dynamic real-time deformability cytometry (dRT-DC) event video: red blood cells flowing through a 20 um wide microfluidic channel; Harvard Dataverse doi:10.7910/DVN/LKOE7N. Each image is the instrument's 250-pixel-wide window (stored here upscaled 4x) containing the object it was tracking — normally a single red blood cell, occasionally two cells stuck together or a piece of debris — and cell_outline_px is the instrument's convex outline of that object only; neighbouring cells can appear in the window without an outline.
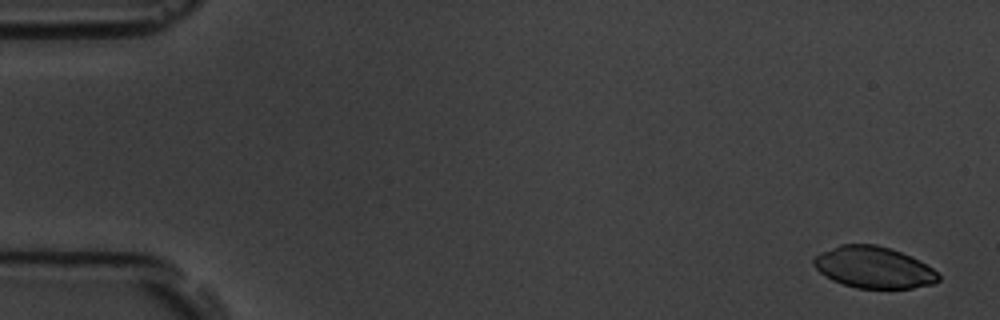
{"species": "common noctule bat (a hibernating species)", "species_latin": "Nyctalus noctula", "temperature_condition": "room temperature", "stored_images_in_passage": 10, "camera_frame_rate_fps": 3000, "um_per_image_px": 0.085, "animal": {"sex": "male", "body_mass_g": 19.5, "forearm_length_mm": 54.6}, "frame": {"image": 1, "passage_image": 1, "time_ms": 0.0, "image_size_px": [1000, 320], "cell_outline_px": [[940, 280], [932, 284], [912, 288], [856, 288], [832, 280], [824, 276], [812, 264], [812, 260], [820, 252], [840, 244], [876, 244], [900, 252], [932, 268], [940, 276]], "centroid_in_image_um": [74.21, 22.73], "position_along_channel_um": 10.8, "area_um2": 29.94}}